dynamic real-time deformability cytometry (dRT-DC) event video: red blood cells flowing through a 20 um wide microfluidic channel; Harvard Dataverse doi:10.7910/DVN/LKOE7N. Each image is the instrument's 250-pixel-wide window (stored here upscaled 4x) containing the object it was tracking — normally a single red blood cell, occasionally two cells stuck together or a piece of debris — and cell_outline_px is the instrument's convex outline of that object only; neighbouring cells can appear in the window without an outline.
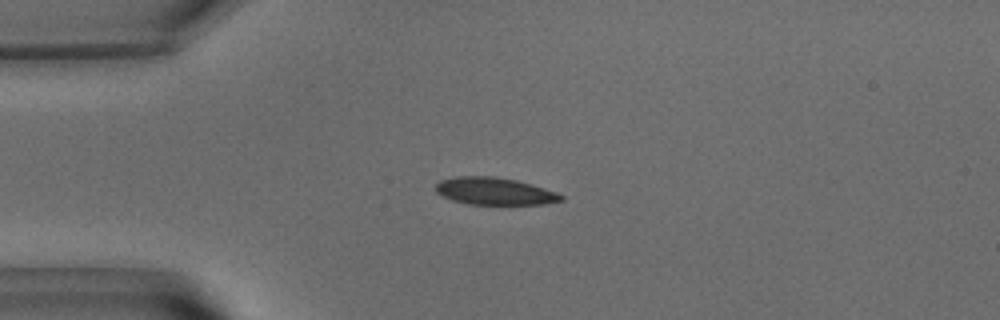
{"species": "common noctule bat (a hibernating species)", "species_latin": "Nyctalus noctula", "temperature_condition": "warm", "stored_images_in_passage": 40, "camera_frame_rate_fps": 3000, "um_per_image_px": 0.085, "animal": {"sex": "male", "body_mass_g": 15.6}, "frame": {"image": 1, "passage_image": 1, "time_ms": 0.0, "image_size_px": [1000, 320], "cell_outline_px": [[564, 200], [544, 204], [468, 204], [452, 200], [436, 192], [436, 184], [440, 180], [456, 176], [496, 176], [516, 180], [532, 184], [556, 192], [564, 196]], "centroid_in_image_um": [42.04, 16.24], "position_along_channel_um": 43.0, "area_um2": 19.94}}
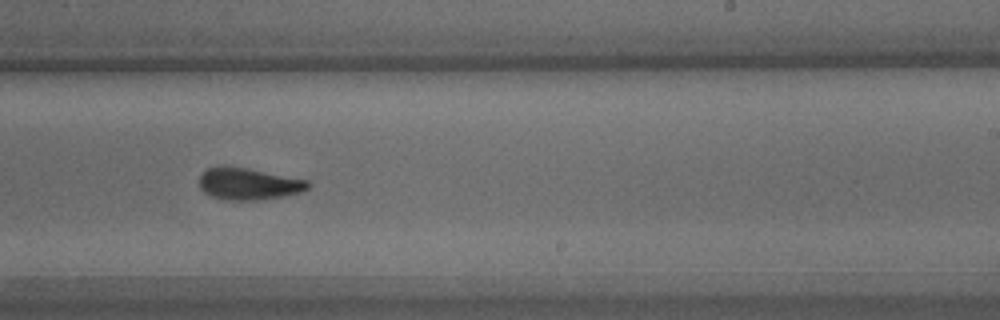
{"frame": {"image": 2, "passage_image": 20, "time_ms": 6.333, "image_size_px": [1000, 320], "cell_outline_px": [[312, 184], [308, 188], [300, 192], [260, 200], [224, 200], [212, 196], [204, 192], [200, 188], [200, 176], [208, 168], [248, 168], [308, 180]], "centroid_in_image_um": [21.16, 15.65], "position_along_channel_um": 267.8, "area_um2": 19.71}}
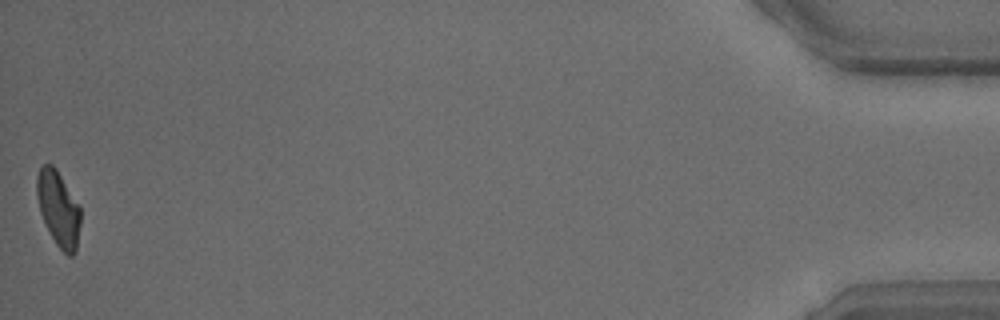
{"frame": {"image": 3, "passage_image": 40, "time_ms": 13.0, "image_size_px": [1000, 320], "cell_outline_px": [[80, 224], [76, 252], [72, 256], [68, 256], [56, 244], [40, 212], [36, 196], [36, 176], [40, 168], [44, 164], [52, 164], [56, 168], [80, 204]], "centroid_in_image_um": [4.97, 17.71], "position_along_channel_um": 430.2, "area_um2": 19.25}, "authors_computed_cell_mechanics": {"area_um2": 20.2878, "velocity_mm_per_s": 3.8764, "shape_relaxation_time_tau1_ms": 6.9523, "shape_relaxation_time_tau2_ms": 1.7174, "deformation_change_tau1": 0.1709, "deformation_change_tau2": 0.0713}}